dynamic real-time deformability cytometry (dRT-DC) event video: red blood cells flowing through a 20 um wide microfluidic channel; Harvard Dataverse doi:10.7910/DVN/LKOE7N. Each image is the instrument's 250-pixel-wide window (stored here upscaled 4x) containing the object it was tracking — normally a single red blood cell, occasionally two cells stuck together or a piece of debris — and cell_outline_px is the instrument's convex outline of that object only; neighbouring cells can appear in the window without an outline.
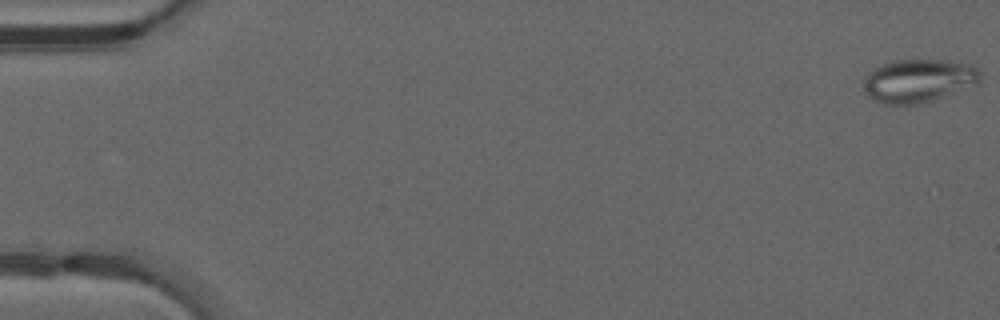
{"species": "common noctule bat (a hibernating species)", "species_latin": "Nyctalus noctula", "temperature_condition": "warm", "stored_images_in_passage": 48, "camera_frame_rate_fps": 3000, "um_per_image_px": 0.085, "animal": {"sex": "male", "forearm_length_mm": 52.5}, "frame": {"image": 1, "passage_image": 1, "time_ms": 0.0, "image_size_px": [1000, 320], "cell_outline_px": [[980, 80], [976, 84], [932, 100], [920, 104], [884, 104], [868, 96], [864, 92], [864, 76], [868, 72], [880, 64], [892, 60], [940, 60], [972, 64], [980, 72]], "centroid_in_image_um": [78.03, 6.85], "position_along_channel_um": 7.0, "area_um2": 29.3}}
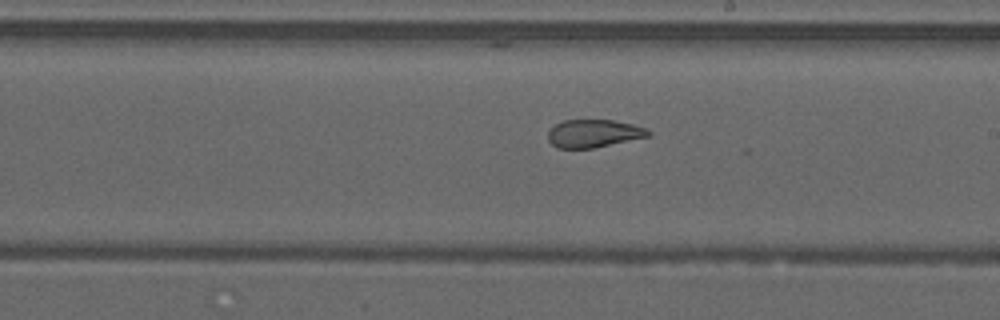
{"frame": {"image": 2, "passage_image": 29, "time_ms": 9.333, "image_size_px": [1000, 320], "cell_outline_px": [[652, 136], [592, 148], [556, 148], [548, 140], [548, 132], [556, 124], [564, 120], [612, 120], [632, 124], [648, 128], [652, 132]], "centroid_in_image_um": [50.51, 11.34], "position_along_channel_um": 238.5, "area_um2": 16.36}}
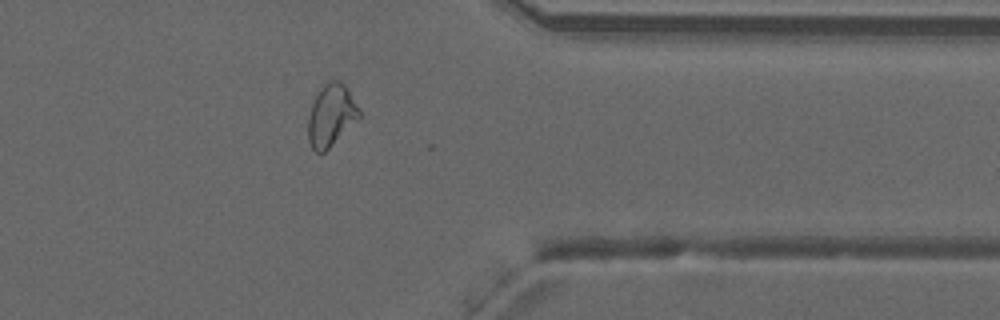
{"frame": {"image": 3, "passage_image": 40, "time_ms": 13.0, "image_size_px": [1000, 320], "cell_outline_px": [[360, 120], [324, 152], [316, 152], [312, 148], [308, 140], [308, 116], [312, 104], [320, 88], [328, 80], [336, 80], [344, 84], [348, 88], [360, 108]], "centroid_in_image_um": [28.18, 9.8], "position_along_channel_um": 383.2, "area_um2": 18.73}, "authors_computed_cell_mechanics": {"area_um2": 20.8369, "velocity_mm_per_s": 4.2241, "shape_relaxation_time_tau1_ms": null, "shape_relaxation_time_tau2_ms": 1.2896, "deformation_change_tau1": null, "deformation_change_tau2": 0.087}}